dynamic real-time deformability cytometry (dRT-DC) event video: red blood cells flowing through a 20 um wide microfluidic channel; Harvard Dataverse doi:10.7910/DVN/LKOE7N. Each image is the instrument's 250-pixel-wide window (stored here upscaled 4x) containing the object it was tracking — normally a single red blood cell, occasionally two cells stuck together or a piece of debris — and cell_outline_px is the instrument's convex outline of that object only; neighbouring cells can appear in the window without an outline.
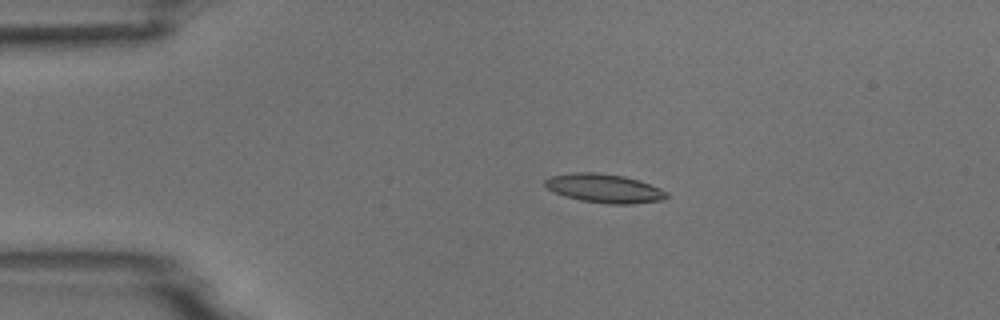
{"species": "common noctule bat (a hibernating species)", "species_latin": "Nyctalus noctula", "temperature_condition": "room temperature", "stored_images_in_passage": 4, "camera_frame_rate_fps": 3000, "um_per_image_px": 0.085, "animal": {"sex": "male", "body_mass_g": 18.8}, "frame": {"image": 1, "passage_image": 3, "time_ms": 3.0, "image_size_px": [1000, 320], "cell_outline_px": [[668, 196], [664, 200], [632, 204], [608, 204], [580, 200], [564, 196], [548, 188], [544, 184], [544, 180], [548, 176], [572, 172], [596, 172], [624, 176], [640, 180], [660, 188], [668, 192]], "centroid_in_image_um": [51.38, 16.0], "position_along_channel_um": 33.6, "area_um2": 20.63}}